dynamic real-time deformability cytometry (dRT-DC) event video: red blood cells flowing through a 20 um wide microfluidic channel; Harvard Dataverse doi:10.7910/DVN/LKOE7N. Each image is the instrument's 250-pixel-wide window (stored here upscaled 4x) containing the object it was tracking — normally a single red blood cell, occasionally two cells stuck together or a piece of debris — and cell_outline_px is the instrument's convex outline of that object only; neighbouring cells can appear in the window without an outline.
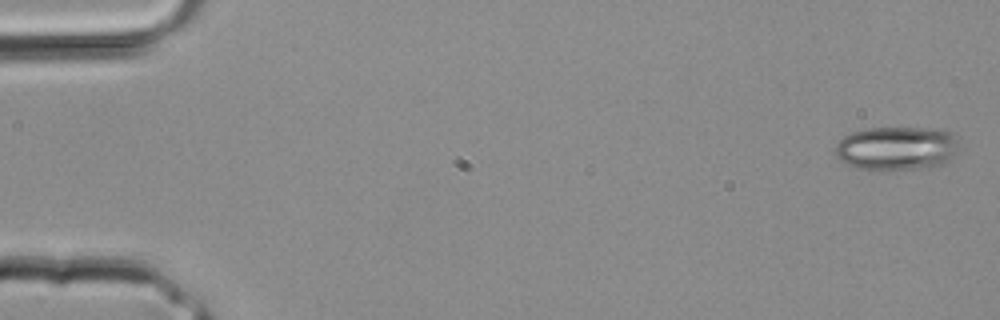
{"species": "common noctule bat (a hibernating species)", "species_latin": "Nyctalus noctula", "temperature_condition": "room temperature", "stored_images_in_passage": 3, "camera_frame_rate_fps": 3000, "um_per_image_px": 0.085, "animal": {"sex": "male", "body_mass_g": 20.4}, "frame": {"image": 1, "passage_image": 1, "time_ms": 0.0, "image_size_px": [1000, 320], "cell_outline_px": [[956, 148], [948, 160], [944, 164], [928, 168], [876, 172], [860, 168], [848, 164], [840, 160], [836, 156], [836, 144], [844, 136], [852, 132], [868, 128], [940, 128], [952, 132], [956, 136]], "centroid_in_image_um": [76.2, 12.62], "position_along_channel_um": 8.8, "area_um2": 32.02}}